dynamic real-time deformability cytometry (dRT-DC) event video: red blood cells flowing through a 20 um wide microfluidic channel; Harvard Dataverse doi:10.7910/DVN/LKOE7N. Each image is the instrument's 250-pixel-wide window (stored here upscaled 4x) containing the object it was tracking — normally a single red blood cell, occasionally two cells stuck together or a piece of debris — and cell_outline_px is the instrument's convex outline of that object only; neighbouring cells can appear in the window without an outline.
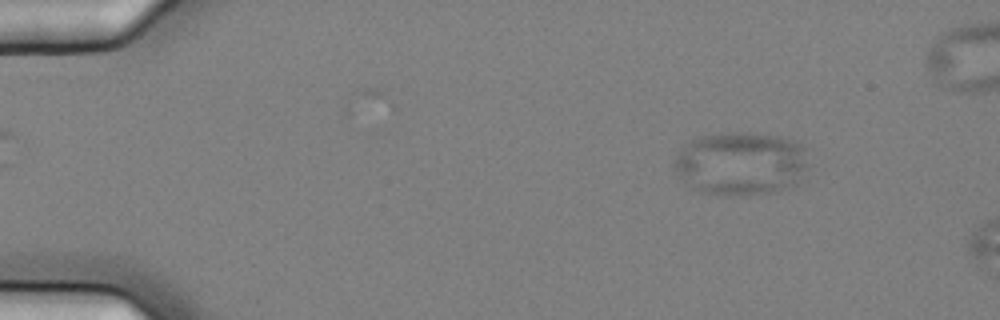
{"species": "common noctule bat (a hibernating species)", "species_latin": "Nyctalus noctula", "temperature_condition": "cold", "stored_images_in_passage": 2, "camera_frame_rate_fps": 3000, "um_per_image_px": 0.085, "animal": {"sex": "female", "body_mass_g": 25.1}, "frame": {"image": 1, "passage_image": 1, "time_ms": 0.0, "image_size_px": [1000, 320], "cell_outline_px": [[812, 164], [800, 180], [792, 188], [776, 192], [736, 196], [716, 196], [700, 192], [684, 184], [676, 176], [672, 168], [672, 164], [680, 148], [684, 144], [700, 136], [732, 132], [748, 132], [784, 136], [796, 140], [804, 148]], "centroid_in_image_um": [62.99, 13.92], "position_along_channel_um": 22.0, "area_um2": 51.62}}